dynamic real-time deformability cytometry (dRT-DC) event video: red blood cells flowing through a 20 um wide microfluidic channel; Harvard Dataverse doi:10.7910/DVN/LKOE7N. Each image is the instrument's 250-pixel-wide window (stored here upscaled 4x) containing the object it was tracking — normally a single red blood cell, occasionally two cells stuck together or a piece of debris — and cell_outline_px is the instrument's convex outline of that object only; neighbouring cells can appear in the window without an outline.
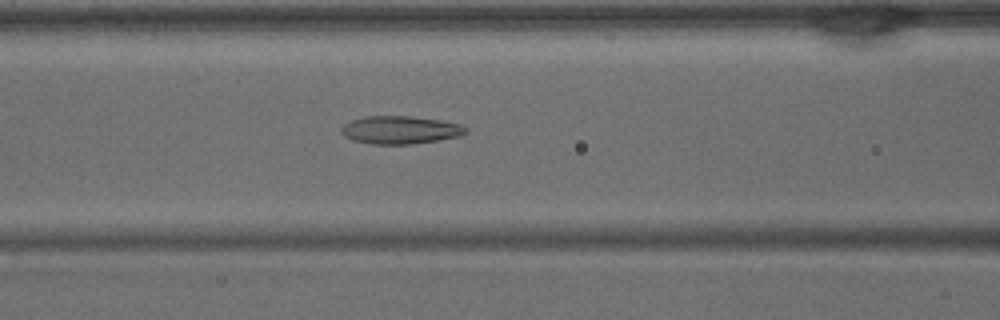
{"species": "common noctule bat (a hibernating species)", "species_latin": "Nyctalus noctula", "temperature_condition": "warm", "stored_images_in_passage": 41, "camera_frame_rate_fps": 3000, "um_per_image_px": 0.085, "animal": {"sex": "male", "body_mass_g": 15.6}, "frame": {"image": 1, "passage_image": 17, "time_ms": 5.333, "image_size_px": [1000, 320], "cell_outline_px": [[468, 132], [460, 136], [412, 144], [372, 144], [352, 140], [344, 136], [340, 132], [340, 128], [344, 124], [352, 120], [368, 116], [412, 116], [440, 120], [460, 124], [468, 128]], "centroid_in_image_um": [34.01, 11.04], "position_along_channel_um": 132.6, "area_um2": 20.29}}
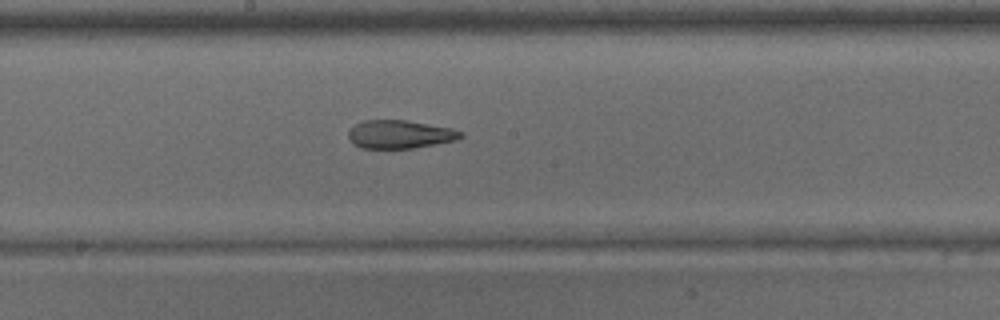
{"frame": {"image": 2, "passage_image": 22, "time_ms": 7.0, "image_size_px": [1000, 320], "cell_outline_px": [[464, 136], [456, 140], [412, 148], [360, 148], [352, 144], [348, 136], [348, 132], [356, 124], [364, 120], [408, 120], [452, 128], [464, 132]], "centroid_in_image_um": [34.0, 11.41], "position_along_channel_um": 214.2, "area_um2": 18.55}}
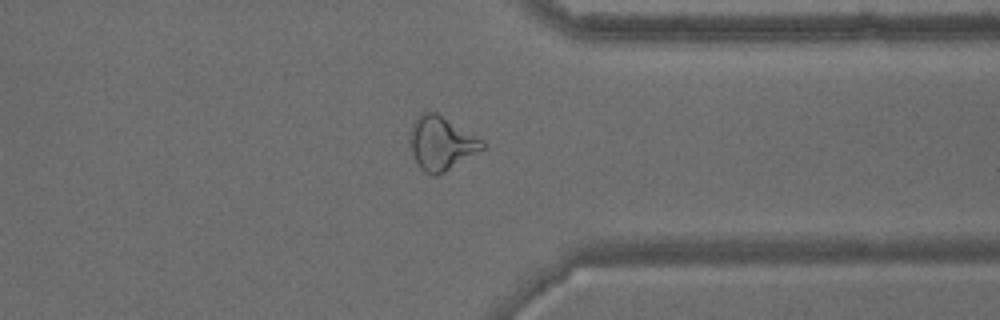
{"frame": {"image": 3, "passage_image": 32, "time_ms": 10.333, "image_size_px": [1000, 320], "cell_outline_px": [[484, 148], [444, 172], [436, 176], [432, 176], [424, 172], [420, 168], [412, 152], [408, 132], [416, 116], [420, 112], [436, 112], [484, 140]], "centroid_in_image_um": [37.47, 12.15], "position_along_channel_um": 373.9, "area_um2": 22.6}}